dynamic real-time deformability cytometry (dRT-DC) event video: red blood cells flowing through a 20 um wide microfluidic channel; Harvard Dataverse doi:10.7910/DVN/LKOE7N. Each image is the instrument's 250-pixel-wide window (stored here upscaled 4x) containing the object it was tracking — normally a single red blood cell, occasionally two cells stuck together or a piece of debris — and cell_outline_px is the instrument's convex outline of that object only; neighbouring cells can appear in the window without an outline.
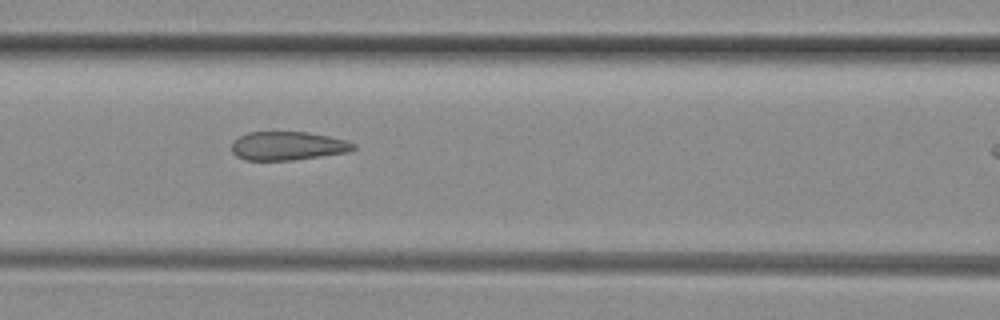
{"species": "common noctule bat (a hibernating species)", "species_latin": "Nyctalus noctula", "temperature_condition": "room temperature", "stored_images_in_passage": 4, "camera_frame_rate_fps": 3000, "um_per_image_px": 0.085, "animal": {"sex": "female", "body_mass_g": 29.2, "forearm_length_mm": 56.3}, "frame": {"image": 1, "passage_image": 3, "time_ms": 0.667, "image_size_px": [1000, 320], "cell_outline_px": [[356, 148], [344, 152], [292, 160], [244, 160], [236, 156], [232, 152], [232, 140], [248, 132], [308, 132], [328, 136], [344, 140], [356, 144]], "centroid_in_image_um": [24.39, 12.39], "position_along_channel_um": 142.2, "area_um2": 20.11}}